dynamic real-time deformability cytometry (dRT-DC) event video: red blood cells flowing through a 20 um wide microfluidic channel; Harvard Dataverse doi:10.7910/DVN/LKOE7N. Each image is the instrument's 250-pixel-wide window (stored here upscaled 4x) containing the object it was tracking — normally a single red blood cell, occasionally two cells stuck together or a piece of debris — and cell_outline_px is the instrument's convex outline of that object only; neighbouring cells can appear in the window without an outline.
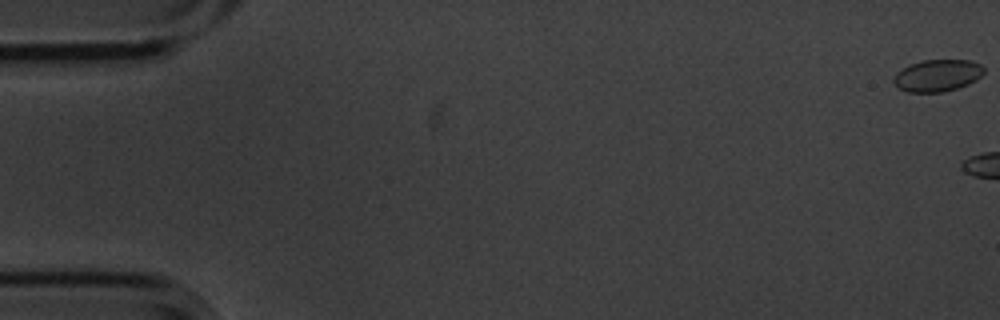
{"species": "common noctule bat (a hibernating species)", "species_latin": "Nyctalus noctula", "temperature_condition": "cold", "stored_images_in_passage": 12, "camera_frame_rate_fps": 3000, "um_per_image_px": 0.085, "animal": {"sex": "male", "body_mass_g": 20.1, "forearm_length_mm": 53.5}, "frame": {"image": 1, "passage_image": 1, "time_ms": 0.0, "image_size_px": [1000, 320], "cell_outline_px": [[984, 72], [976, 80], [968, 84], [956, 88], [940, 92], [908, 92], [900, 88], [892, 80], [892, 76], [896, 72], [908, 64], [924, 60], [972, 60], [980, 64], [984, 68]], "centroid_in_image_um": [79.66, 6.4], "position_along_channel_um": 5.3, "area_um2": 16.82}}
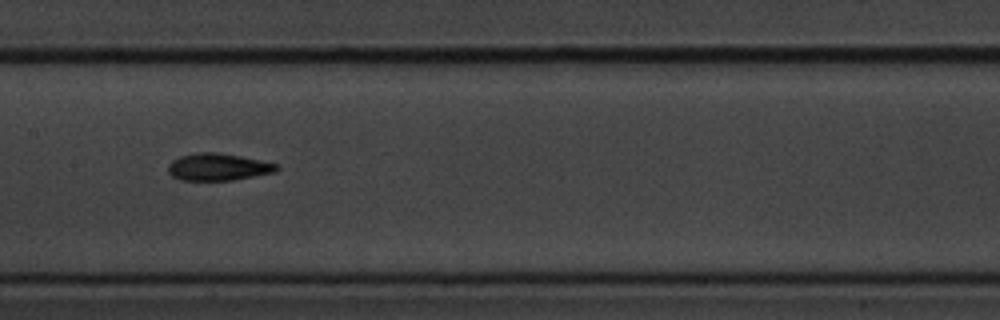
{"frame": {"image": 2, "passage_image": 9, "time_ms": 2.667, "image_size_px": [1000, 320], "cell_outline_px": [[280, 168], [276, 172], [232, 180], [180, 180], [172, 176], [168, 172], [168, 164], [172, 160], [180, 156], [196, 152], [216, 152], [240, 156], [260, 160], [276, 164]], "centroid_in_image_um": [18.51, 14.19], "position_along_channel_um": 188.9, "area_um2": 17.17}}
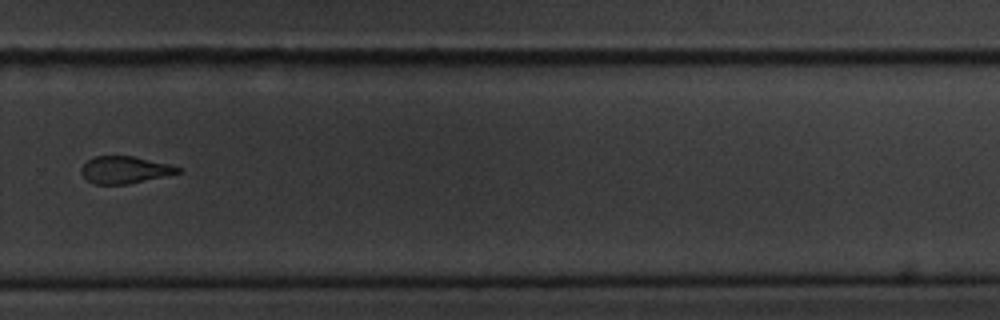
{"frame": {"image": 3, "passage_image": 12, "time_ms": 3.667, "image_size_px": [1000, 320], "cell_outline_px": [[184, 168], [180, 172], [164, 176], [128, 184], [96, 184], [88, 180], [80, 172], [80, 168], [88, 160], [96, 156], [132, 156], [168, 164]], "centroid_in_image_um": [10.6, 14.43], "position_along_channel_um": 319.2, "area_um2": 15.09}}